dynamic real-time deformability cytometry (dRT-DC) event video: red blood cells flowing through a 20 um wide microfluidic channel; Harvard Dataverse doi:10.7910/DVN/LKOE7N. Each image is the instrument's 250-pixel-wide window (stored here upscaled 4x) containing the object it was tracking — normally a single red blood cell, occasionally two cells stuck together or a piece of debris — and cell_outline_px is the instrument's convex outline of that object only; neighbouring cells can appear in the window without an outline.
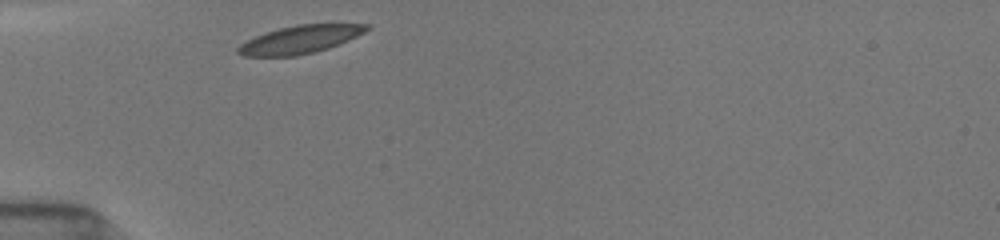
{"species": "common noctule bat (a hibernating species)", "species_latin": "Nyctalus noctula", "temperature_condition": "room temperature", "stored_images_in_passage": 29, "camera_frame_rate_fps": 3000, "um_per_image_px": 0.085, "animal": {"sex": "female", "body_mass_g": 19.5, "forearm_length_mm": 54.1}, "frame": {"image": 1, "passage_image": 1, "time_ms": 0.0, "image_size_px": [1000, 240], "cell_outline_px": [[372, 28], [340, 44], [316, 52], [296, 56], [244, 56], [236, 52], [236, 48], [240, 44], [264, 32], [296, 24], [368, 24]], "centroid_in_image_um": [25.5, 3.36], "position_along_channel_um": 59.5, "area_um2": 20.98}}
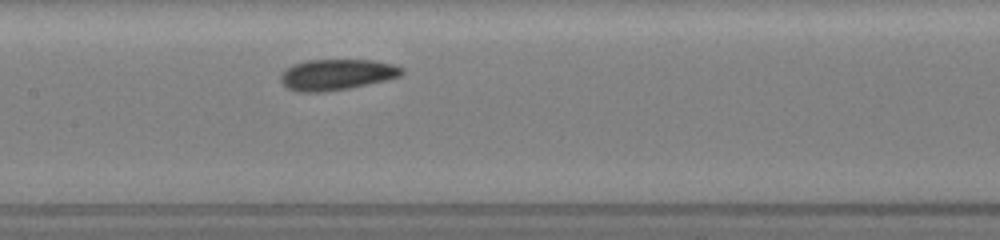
{"frame": {"image": 2, "passage_image": 11, "time_ms": 3.333, "image_size_px": [1000, 240], "cell_outline_px": [[404, 72], [400, 76], [388, 80], [348, 88], [324, 92], [296, 92], [288, 88], [280, 80], [280, 76], [288, 68], [296, 64], [308, 60], [372, 60], [392, 64], [404, 68]], "centroid_in_image_um": [28.66, 6.35], "position_along_channel_um": 178.7, "area_um2": 21.68}}
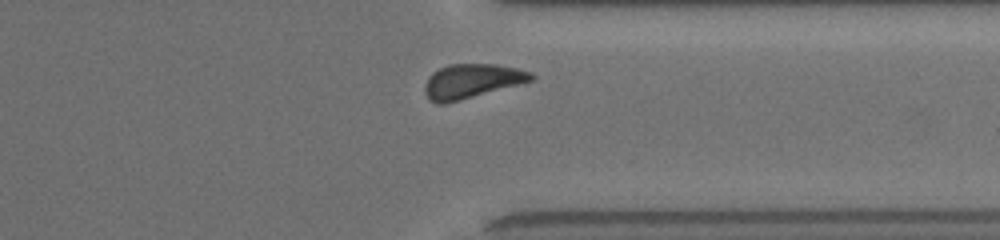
{"frame": {"image": 3, "passage_image": 26, "time_ms": 8.333, "image_size_px": [1000, 240], "cell_outline_px": [[536, 76], [532, 80], [460, 100], [444, 104], [436, 104], [428, 100], [424, 92], [424, 84], [428, 76], [432, 72], [448, 64], [496, 64], [516, 68], [532, 72]], "centroid_in_image_um": [40.03, 6.89], "position_along_channel_um": 371.4, "area_um2": 21.27}, "authors_computed_cell_mechanics": {"area_um2": 21.4438, "velocity_mm_per_s": 3.8443, "shape_relaxation_time_tau1_ms": 2.394, "shape_relaxation_time_tau2_ms": null, "deformation_change_tau1": 0.0693, "deformation_change_tau2": null}}